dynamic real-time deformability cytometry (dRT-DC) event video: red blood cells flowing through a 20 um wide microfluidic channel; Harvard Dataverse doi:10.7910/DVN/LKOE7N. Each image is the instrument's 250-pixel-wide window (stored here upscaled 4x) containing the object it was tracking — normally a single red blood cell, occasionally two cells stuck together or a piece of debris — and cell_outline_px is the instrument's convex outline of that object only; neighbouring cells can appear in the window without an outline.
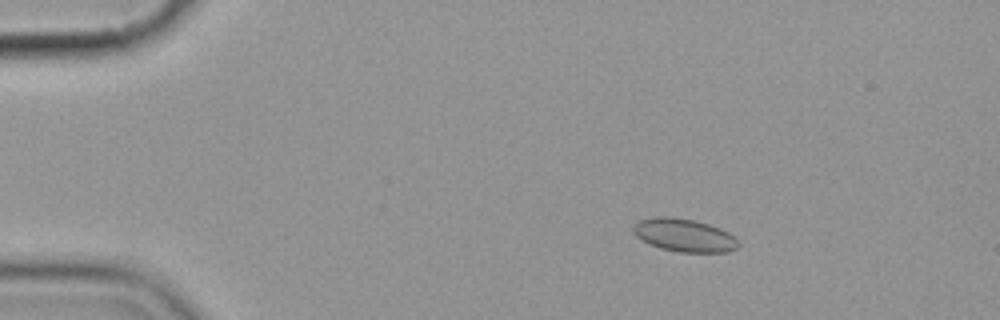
{"species": "common noctule bat (a hibernating species)", "species_latin": "Nyctalus noctula", "temperature_condition": "cold", "stored_images_in_passage": 3, "camera_frame_rate_fps": 3000, "um_per_image_px": 0.085, "animal": {"sex": "female", "body_mass_g": 19.9}, "frame": {"image": 1, "passage_image": 1, "time_ms": 0.0, "image_size_px": [1000, 320], "cell_outline_px": [[740, 244], [736, 248], [728, 252], [680, 252], [660, 248], [648, 244], [636, 236], [632, 232], [632, 224], [640, 220], [656, 216], [668, 216], [692, 220], [708, 224], [720, 228], [728, 232]], "centroid_in_image_um": [58.1, 19.99], "position_along_channel_um": 26.9, "area_um2": 20.23}}